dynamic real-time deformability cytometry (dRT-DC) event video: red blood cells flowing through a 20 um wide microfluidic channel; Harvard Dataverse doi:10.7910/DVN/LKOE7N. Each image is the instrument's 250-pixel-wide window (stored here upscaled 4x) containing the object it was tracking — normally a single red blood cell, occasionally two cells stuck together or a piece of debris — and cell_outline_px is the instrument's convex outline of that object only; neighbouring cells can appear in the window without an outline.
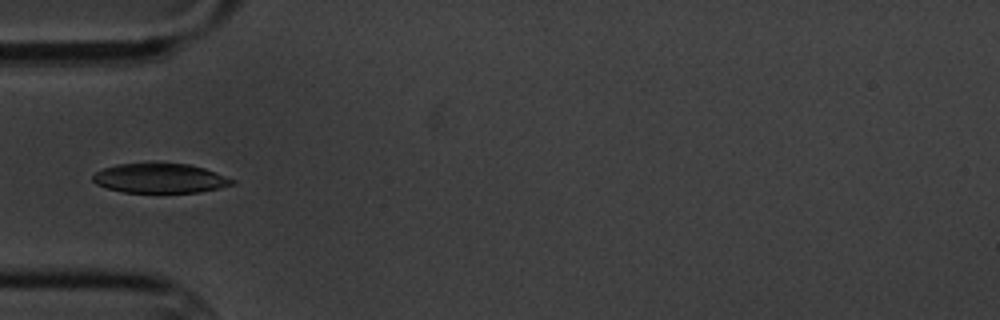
{"species": "common noctule bat (a hibernating species)", "species_latin": "Nyctalus noctula", "temperature_condition": "cold", "stored_images_in_passage": 10, "camera_frame_rate_fps": 3000, "um_per_image_px": 0.085, "animal": {"sex": "male", "body_mass_g": 20.1, "forearm_length_mm": 53.5}, "frame": {"image": 1, "passage_image": 4, "time_ms": 3.667, "image_size_px": [1000, 320], "cell_outline_px": [[236, 184], [220, 188], [200, 192], [124, 192], [108, 188], [96, 184], [92, 180], [92, 176], [96, 172], [104, 168], [116, 164], [156, 160], [188, 164], [204, 168], [216, 172], [236, 180]], "centroid_in_image_um": [13.61, 15.1], "position_along_channel_um": 71.4, "area_um2": 24.85}}
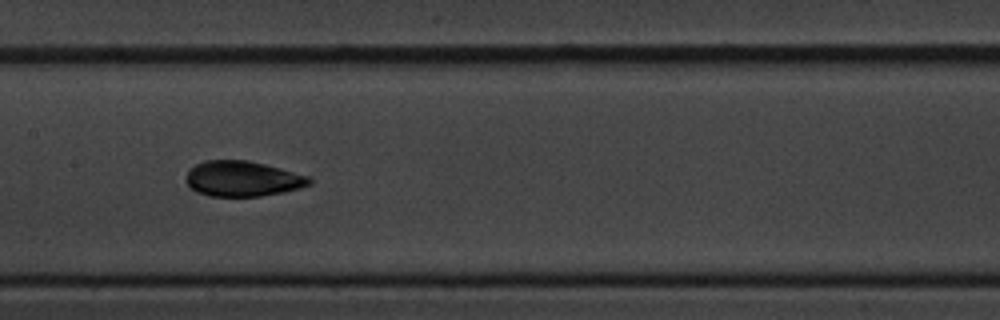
{"frame": {"image": 2, "passage_image": 7, "time_ms": 7.0, "image_size_px": [1000, 320], "cell_outline_px": [[312, 184], [300, 188], [260, 196], [212, 196], [196, 192], [188, 184], [188, 172], [196, 164], [204, 160], [248, 160], [312, 176]], "centroid_in_image_um": [20.68, 15.18], "position_along_channel_um": 186.7, "area_um2": 25.26}}
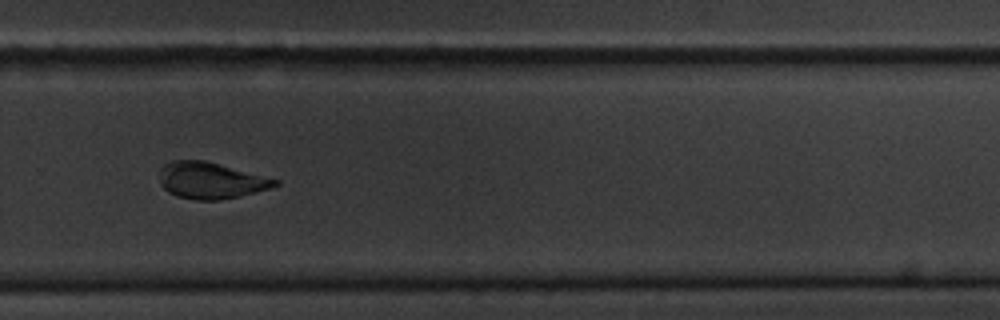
{"frame": {"image": 3, "passage_image": 10, "time_ms": 10.667, "image_size_px": [1000, 320], "cell_outline_px": [[280, 184], [272, 188], [240, 196], [220, 200], [196, 200], [176, 196], [168, 192], [160, 184], [160, 168], [164, 164], [172, 160], [204, 160], [220, 164], [280, 180]], "centroid_in_image_um": [17.92, 15.34], "position_along_channel_um": 311.9, "area_um2": 24.68}}